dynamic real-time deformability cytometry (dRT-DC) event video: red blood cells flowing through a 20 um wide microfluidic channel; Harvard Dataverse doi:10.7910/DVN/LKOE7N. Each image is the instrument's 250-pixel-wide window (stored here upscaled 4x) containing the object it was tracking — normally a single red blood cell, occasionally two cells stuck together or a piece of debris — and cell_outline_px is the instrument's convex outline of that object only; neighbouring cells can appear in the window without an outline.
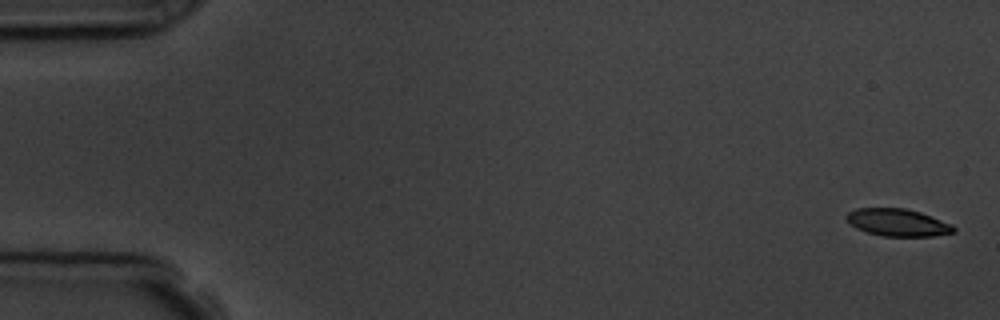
{"species": "common noctule bat (a hibernating species)", "species_latin": "Nyctalus noctula", "temperature_condition": "room temperature", "stored_images_in_passage": 5, "camera_frame_rate_fps": 3000, "um_per_image_px": 0.085, "animal": {"sex": "male", "body_mass_g": 19.5, "forearm_length_mm": 54.6}, "frame": {"image": 1, "passage_image": 1, "time_ms": 0.0, "image_size_px": [1000, 320], "cell_outline_px": [[956, 232], [932, 236], [880, 236], [856, 228], [848, 224], [844, 216], [848, 212], [856, 208], [904, 208], [920, 212], [952, 224], [956, 228]], "centroid_in_image_um": [76.27, 18.91], "position_along_channel_um": 8.7, "area_um2": 17.22}}
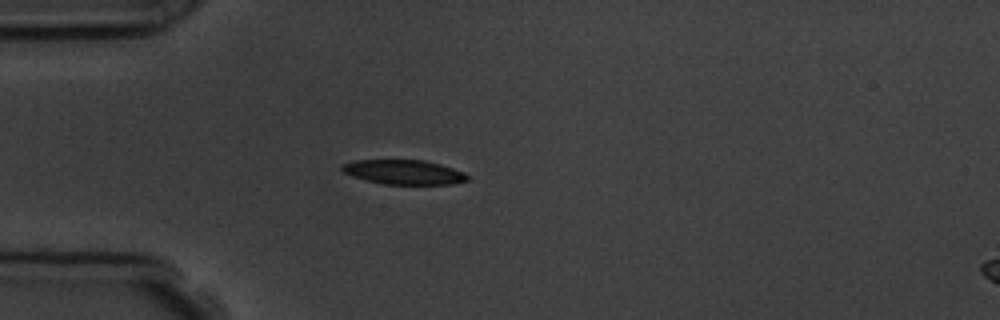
{"frame": {"image": 2, "passage_image": 5, "time_ms": 4.667, "image_size_px": [1000, 320], "cell_outline_px": [[468, 180], [452, 184], [384, 184], [352, 176], [344, 172], [340, 168], [344, 164], [356, 160], [424, 160], [440, 164], [464, 172], [468, 176]], "centroid_in_image_um": [34.35, 14.63], "position_along_channel_um": 50.7, "area_um2": 17.69}}